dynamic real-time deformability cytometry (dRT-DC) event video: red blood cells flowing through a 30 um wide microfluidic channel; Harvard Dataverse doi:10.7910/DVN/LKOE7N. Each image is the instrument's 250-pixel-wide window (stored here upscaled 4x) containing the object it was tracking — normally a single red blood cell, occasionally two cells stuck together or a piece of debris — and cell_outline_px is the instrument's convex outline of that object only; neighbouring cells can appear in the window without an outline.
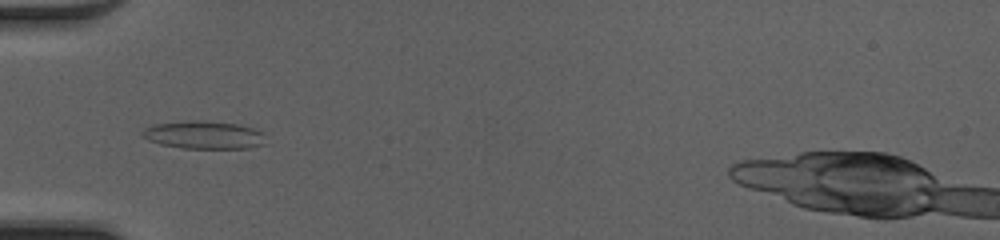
{"species": "common noctule bat (a hibernating species)", "species_latin": "Nyctalus noctula", "temperature_condition": "cold", "stored_images_in_passage": 45, "camera_frame_rate_fps": 3000, "um_per_image_px": 0.085, "animal": {"sex": "female", "body_mass_g": 20.0, "forearm_length_mm": 54.0}, "frame": {"image": 1, "passage_image": 13, "time_ms": 4.0, "image_size_px": [1000, 240], "cell_outline_px": [[268, 144], [248, 148], [180, 148], [160, 144], [148, 140], [140, 136], [140, 132], [144, 128], [152, 124], [192, 120], [204, 120], [240, 124], [264, 132]], "centroid_in_image_um": [17.34, 11.46], "position_along_channel_um": 67.7, "area_um2": 20.58}}
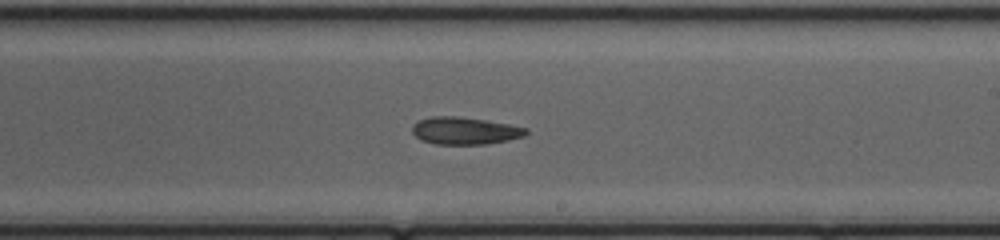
{"frame": {"image": 2, "passage_image": 26, "time_ms": 8.333, "image_size_px": [1000, 240], "cell_outline_px": [[528, 132], [524, 136], [508, 140], [488, 144], [436, 144], [424, 140], [416, 136], [412, 132], [412, 124], [420, 120], [432, 116], [456, 116], [484, 120], [508, 124], [528, 128]], "centroid_in_image_um": [39.52, 11.11], "position_along_channel_um": 249.5, "area_um2": 17.98}}
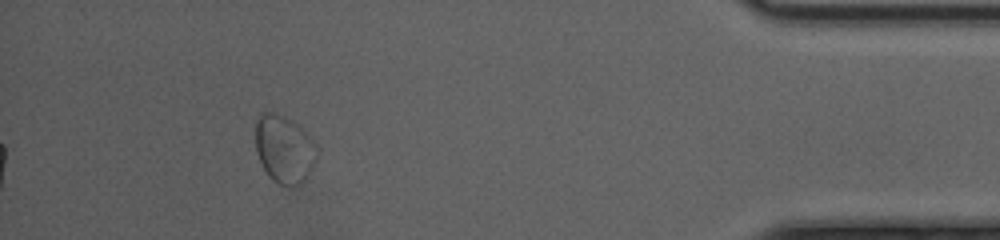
{"frame": {"image": 3, "passage_image": 41, "time_ms": 13.333, "image_size_px": [1000, 240], "cell_outline_px": [[320, 152], [312, 168], [304, 180], [300, 184], [292, 188], [288, 188], [272, 180], [268, 176], [256, 152], [256, 120], [264, 112], [272, 112], [284, 116], [292, 120], [316, 144]], "centroid_in_image_um": [24.18, 12.71], "position_along_channel_um": 411.0, "area_um2": 24.33}, "authors_computed_cell_mechanics": {"area_um2": 20.519, "velocity_mm_per_s": 4.2308, "shape_relaxation_time_tau1_ms": 5.3312, "shape_relaxation_time_tau2_ms": 6.0382, "deformation_change_tau1": 0.094, "deformation_change_tau2": 0.1462}}